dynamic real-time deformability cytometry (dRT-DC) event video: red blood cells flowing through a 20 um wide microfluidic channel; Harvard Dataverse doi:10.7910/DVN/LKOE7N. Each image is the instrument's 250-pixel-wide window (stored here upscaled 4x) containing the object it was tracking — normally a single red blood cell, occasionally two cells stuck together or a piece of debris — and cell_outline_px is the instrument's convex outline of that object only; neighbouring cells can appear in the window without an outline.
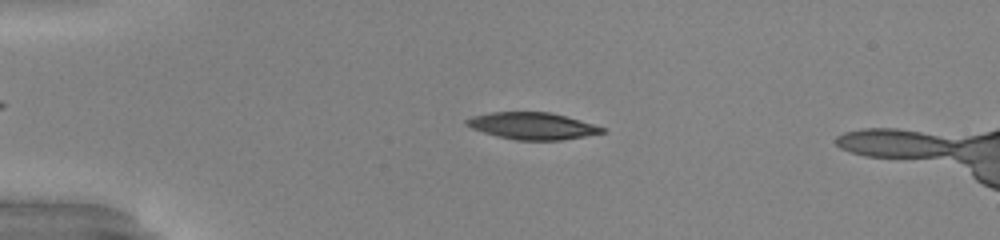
{"species": "common noctule bat (a hibernating species)", "species_latin": "Nyctalus noctula", "temperature_condition": "warm", "stored_images_in_passage": 45, "camera_frame_rate_fps": 3000, "um_per_image_px": 0.085, "animal": {"sex": "male", "body_mass_g": 20.0, "forearm_length_mm": 53.3}, "frame": {"image": 1, "passage_image": 12, "time_ms": 3.667, "image_size_px": [1000, 240], "cell_outline_px": [[604, 132], [584, 136], [560, 140], [516, 140], [484, 132], [472, 128], [464, 124], [464, 120], [472, 116], [492, 112], [548, 112], [564, 116], [592, 124], [604, 128]], "centroid_in_image_um": [45.19, 10.7], "position_along_channel_um": 39.8, "area_um2": 20.81}}
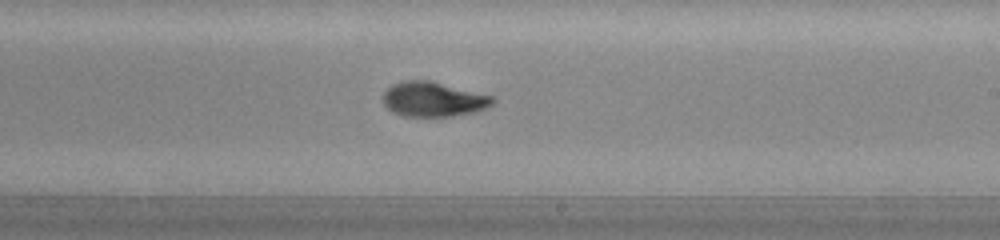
{"frame": {"image": 2, "passage_image": 31, "time_ms": 10.0, "image_size_px": [1000, 240], "cell_outline_px": [[496, 100], [492, 104], [476, 112], [452, 116], [408, 116], [392, 112], [384, 104], [384, 92], [392, 84], [404, 80], [428, 80], [492, 96]], "centroid_in_image_um": [36.82, 8.44], "position_along_channel_um": 252.2, "area_um2": 21.91}}
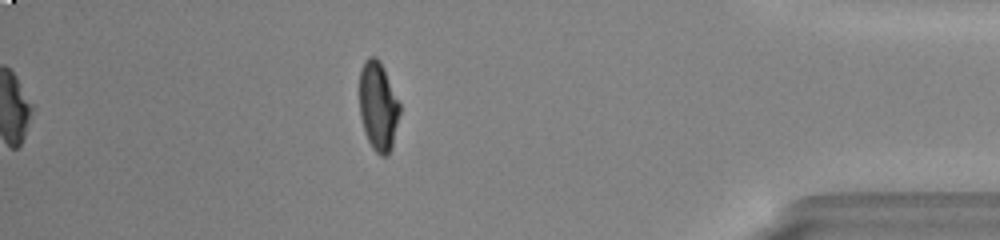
{"frame": {"image": 3, "passage_image": 45, "time_ms": 14.667, "image_size_px": [1000, 240], "cell_outline_px": [[400, 112], [392, 148], [388, 156], [380, 156], [372, 148], [368, 140], [360, 116], [360, 68], [364, 60], [368, 56], [376, 56], [380, 60], [384, 68], [400, 104]], "centroid_in_image_um": [32.15, 9.01], "position_along_channel_um": 403.1, "area_um2": 21.04}, "authors_computed_cell_mechanics": {"area_um2": 21.7328, "velocity_mm_per_s": 4.014, "shape_relaxation_time_tau1_ms": 4.706, "shape_relaxation_time_tau2_ms": 2.763, "deformation_change_tau1": 0.2302, "deformation_change_tau2": 0.0704}}